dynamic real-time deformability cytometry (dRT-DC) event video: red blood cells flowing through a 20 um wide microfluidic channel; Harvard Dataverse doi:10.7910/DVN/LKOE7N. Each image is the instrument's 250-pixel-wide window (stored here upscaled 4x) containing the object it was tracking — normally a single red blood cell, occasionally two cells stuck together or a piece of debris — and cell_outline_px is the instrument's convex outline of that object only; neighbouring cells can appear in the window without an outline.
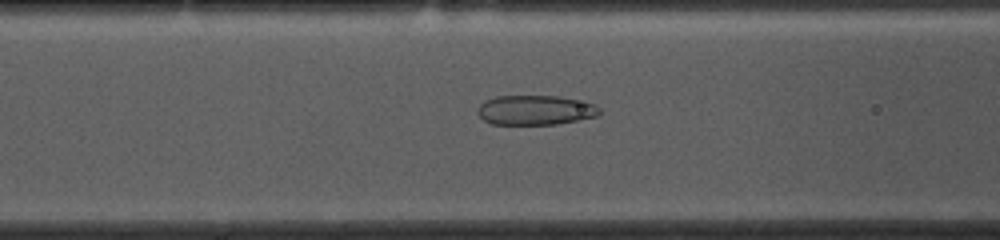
{"species": "common noctule bat (a hibernating species)", "species_latin": "Nyctalus noctula", "temperature_condition": "cold", "stored_images_in_passage": 52, "camera_frame_rate_fps": 3000, "um_per_image_px": 0.085, "animal": {"sex": "female", "body_mass_g": 10.0, "forearm_length_mm": 53.1}, "frame": {"image": 1, "passage_image": 19, "time_ms": 6.0, "image_size_px": [1000, 240], "cell_outline_px": [[600, 112], [596, 116], [556, 124], [492, 124], [484, 120], [476, 112], [476, 108], [484, 100], [496, 96], [560, 96], [596, 104], [600, 108]], "centroid_in_image_um": [45.47, 9.35], "position_along_channel_um": 121.1, "area_um2": 21.1}}
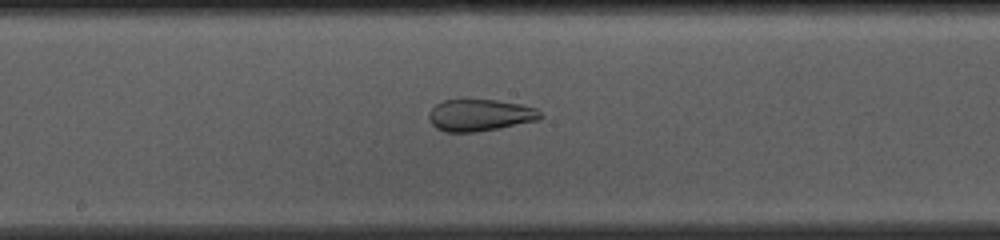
{"frame": {"image": 2, "passage_image": 26, "time_ms": 8.333, "image_size_px": [1000, 240], "cell_outline_px": [[544, 116], [536, 120], [476, 132], [444, 132], [436, 128], [428, 120], [428, 116], [432, 108], [436, 104], [444, 100], [464, 96], [496, 100], [520, 104], [536, 108]], "centroid_in_image_um": [40.72, 9.74], "position_along_channel_um": 207.5, "area_um2": 21.21}}
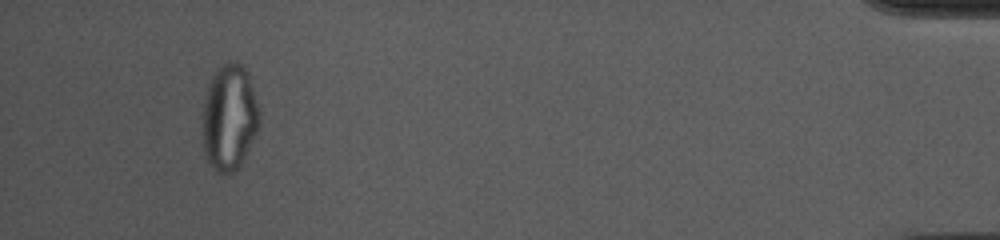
{"frame": {"image": 3, "passage_image": 49, "time_ms": 16.0, "image_size_px": [1000, 240], "cell_outline_px": [[260, 124], [256, 136], [240, 168], [232, 172], [220, 172], [208, 160], [204, 152], [204, 96], [212, 76], [228, 60], [232, 60], [240, 64], [248, 72], [260, 112]], "centroid_in_image_um": [19.54, 9.97], "position_along_channel_um": 415.7, "area_um2": 34.91}, "authors_computed_cell_mechanics": {"area_um2": 27.9752, "velocity_mm_per_s": 3.6999, "shape_relaxation_time_tau1_ms": null, "shape_relaxation_time_tau2_ms": 1.6558, "deformation_change_tau1": null, "deformation_change_tau2": 0.0908}}